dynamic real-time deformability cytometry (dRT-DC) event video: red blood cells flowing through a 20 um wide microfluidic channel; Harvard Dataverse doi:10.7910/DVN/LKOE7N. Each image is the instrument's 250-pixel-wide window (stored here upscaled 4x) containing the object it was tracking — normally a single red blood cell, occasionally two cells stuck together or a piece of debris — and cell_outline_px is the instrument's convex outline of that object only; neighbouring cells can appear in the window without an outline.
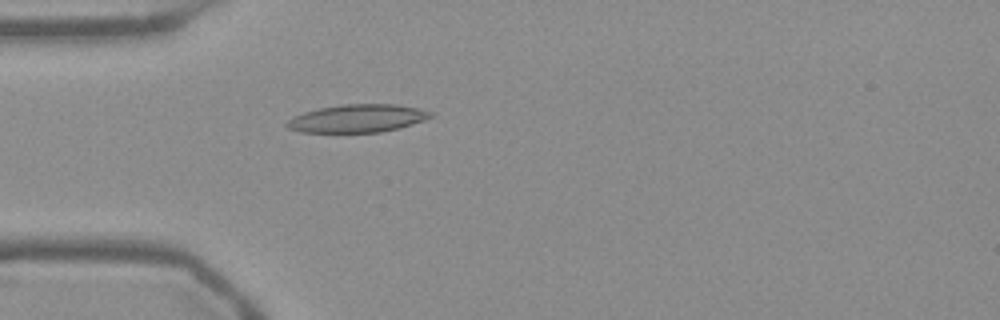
{"species": "Egyptian fruit bat (a non-hibernating species)", "species_latin": "Rousettus aegyptiacus", "temperature_condition": "warm", "stored_images_in_passage": 53, "camera_frame_rate_fps": 3000, "um_per_image_px": 0.085, "frame": {"image": 1, "passage_image": 15, "time_ms": 4.667, "image_size_px": [1000, 320], "cell_outline_px": [[436, 116], [400, 128], [380, 132], [300, 132], [288, 128], [284, 124], [292, 116], [304, 112], [320, 108], [340, 104], [396, 104], [416, 108], [432, 112]], "centroid_in_image_um": [30.38, 10.06], "position_along_channel_um": 54.6, "area_um2": 23.47}}
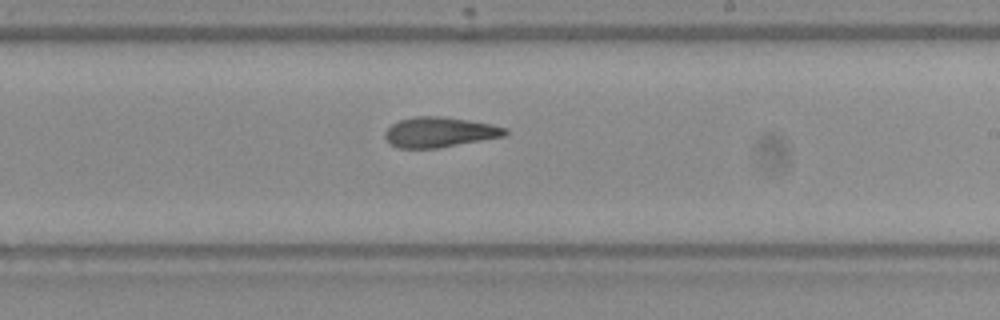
{"frame": {"image": 2, "passage_image": 31, "time_ms": 10.0, "image_size_px": [1000, 320], "cell_outline_px": [[508, 132], [504, 136], [440, 148], [396, 148], [384, 136], [384, 132], [392, 124], [400, 120], [416, 116], [440, 116], [468, 120], [492, 124], [508, 128]], "centroid_in_image_um": [37.37, 11.23], "position_along_channel_um": 251.6, "area_um2": 21.1}}
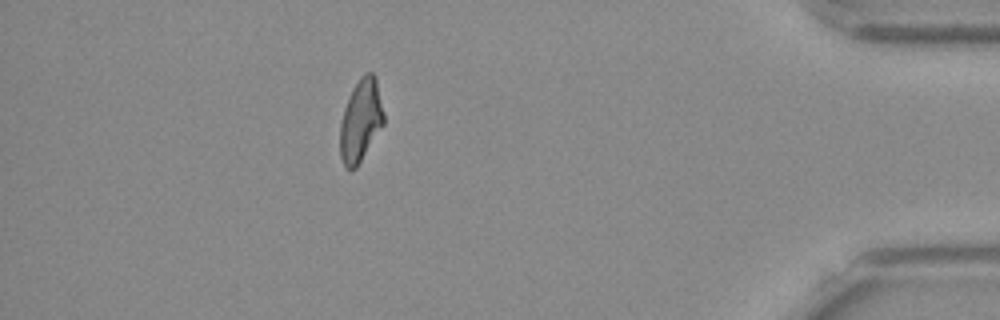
{"frame": {"image": 3, "passage_image": 47, "time_ms": 15.333, "image_size_px": [1000, 320], "cell_outline_px": [[384, 124], [356, 168], [352, 172], [344, 168], [340, 156], [340, 124], [344, 108], [352, 88], [360, 76], [364, 72], [372, 72], [376, 76], [384, 112]], "centroid_in_image_um": [30.66, 10.24], "position_along_channel_um": 404.5, "area_um2": 21.33}, "authors_computed_cell_mechanics": {"area_um2": 21.8484, "velocity_mm_per_s": 3.7852, "shape_relaxation_time_tau1_ms": null, "shape_relaxation_time_tau2_ms": 3.7244, "deformation_change_tau1": null, "deformation_change_tau2": 0.1225}}